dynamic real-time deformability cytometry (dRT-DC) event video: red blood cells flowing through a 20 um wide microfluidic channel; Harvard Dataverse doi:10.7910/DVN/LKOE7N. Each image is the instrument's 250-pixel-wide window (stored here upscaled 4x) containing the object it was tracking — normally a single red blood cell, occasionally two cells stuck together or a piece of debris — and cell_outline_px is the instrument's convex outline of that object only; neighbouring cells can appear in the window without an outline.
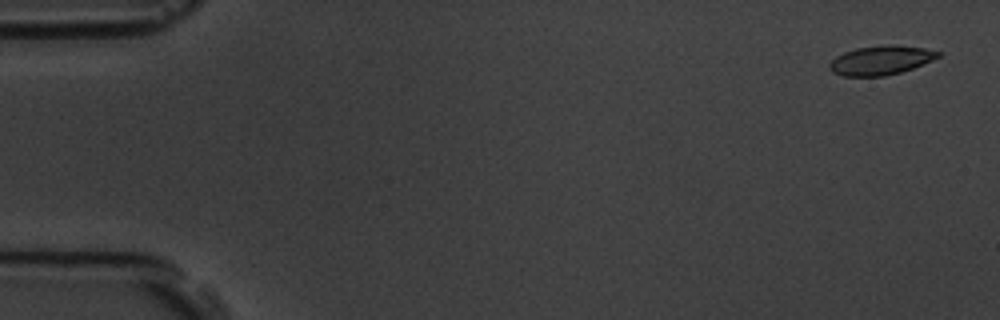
{"species": "common noctule bat (a hibernating species)", "species_latin": "Nyctalus noctula", "temperature_condition": "room temperature", "stored_images_in_passage": 5, "camera_frame_rate_fps": 3000, "um_per_image_px": 0.085, "animal": {"sex": "male", "body_mass_g": 19.5, "forearm_length_mm": 54.6}, "frame": {"image": 1, "passage_image": 1, "time_ms": 0.0, "image_size_px": [1000, 320], "cell_outline_px": [[940, 56], [932, 60], [912, 68], [900, 72], [884, 76], [844, 76], [832, 72], [828, 68], [828, 64], [836, 56], [844, 52], [856, 48], [888, 44], [892, 44], [924, 48], [940, 52]], "centroid_in_image_um": [74.83, 5.12], "position_along_channel_um": 10.2, "area_um2": 18.38}}
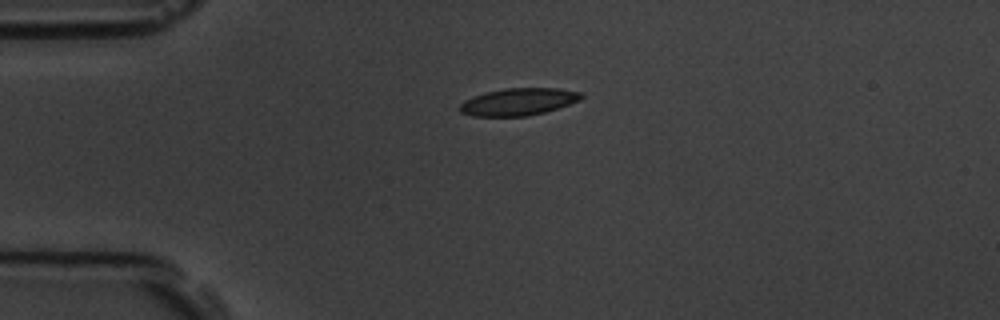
{"frame": {"image": 2, "passage_image": 4, "time_ms": 3.667, "image_size_px": [1000, 320], "cell_outline_px": [[584, 96], [580, 100], [544, 112], [528, 116], [472, 116], [460, 112], [456, 108], [464, 100], [472, 96], [484, 92], [504, 88], [556, 88], [580, 92]], "centroid_in_image_um": [43.99, 8.65], "position_along_channel_um": 41.0, "area_um2": 19.36}}